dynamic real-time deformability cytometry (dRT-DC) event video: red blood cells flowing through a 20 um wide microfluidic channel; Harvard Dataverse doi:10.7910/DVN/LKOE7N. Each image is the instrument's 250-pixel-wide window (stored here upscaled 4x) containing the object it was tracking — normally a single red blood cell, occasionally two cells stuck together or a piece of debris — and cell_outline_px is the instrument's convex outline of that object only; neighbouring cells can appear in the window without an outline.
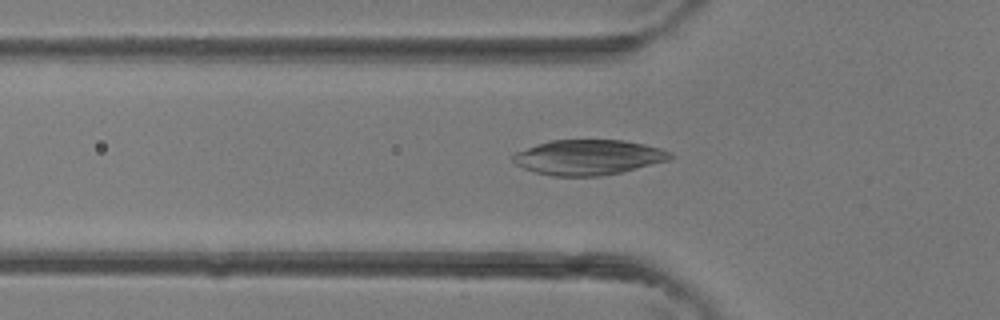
{"species": "common noctule bat (a hibernating species)", "species_latin": "Nyctalus noctula", "temperature_condition": "room temperature", "stored_images_in_passage": 5, "camera_frame_rate_fps": 3000, "um_per_image_px": 0.085, "animal": {"sex": "female"}, "frame": {"image": 1, "passage_image": 5, "time_ms": 1.333, "image_size_px": [1000, 320], "cell_outline_px": [[672, 156], [668, 160], [620, 172], [600, 176], [552, 176], [536, 172], [524, 168], [516, 164], [512, 160], [512, 156], [516, 152], [536, 144], [552, 140], [624, 140], [644, 144], [660, 148], [672, 152]], "centroid_in_image_um": [49.99, 13.36], "position_along_channel_um": 75.8, "area_um2": 31.96}}